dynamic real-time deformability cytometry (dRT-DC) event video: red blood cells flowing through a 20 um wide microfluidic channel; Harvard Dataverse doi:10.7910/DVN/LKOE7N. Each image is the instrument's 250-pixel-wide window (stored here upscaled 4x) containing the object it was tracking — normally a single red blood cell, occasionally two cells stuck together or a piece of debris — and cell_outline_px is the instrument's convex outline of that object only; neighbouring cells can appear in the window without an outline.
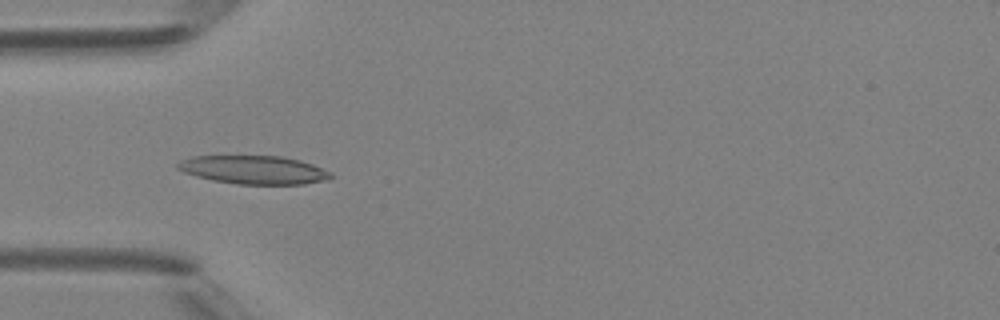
{"species": "Egyptian fruit bat (a non-hibernating species)", "species_latin": "Rousettus aegyptiacus", "temperature_condition": "room temperature", "stored_images_in_passage": 5, "camera_frame_rate_fps": 3000, "um_per_image_px": 0.085, "animal": {"sex": "female"}, "frame": {"image": 1, "passage_image": 5, "time_ms": 4.667, "image_size_px": [1000, 320], "cell_outline_px": [[332, 176], [324, 180], [304, 184], [236, 184], [212, 180], [196, 176], [184, 172], [176, 168], [176, 164], [180, 160], [192, 156], [284, 156], [300, 160], [312, 164], [332, 172]], "centroid_in_image_um": [21.55, 14.43], "position_along_channel_um": 63.5, "area_um2": 25.37}}